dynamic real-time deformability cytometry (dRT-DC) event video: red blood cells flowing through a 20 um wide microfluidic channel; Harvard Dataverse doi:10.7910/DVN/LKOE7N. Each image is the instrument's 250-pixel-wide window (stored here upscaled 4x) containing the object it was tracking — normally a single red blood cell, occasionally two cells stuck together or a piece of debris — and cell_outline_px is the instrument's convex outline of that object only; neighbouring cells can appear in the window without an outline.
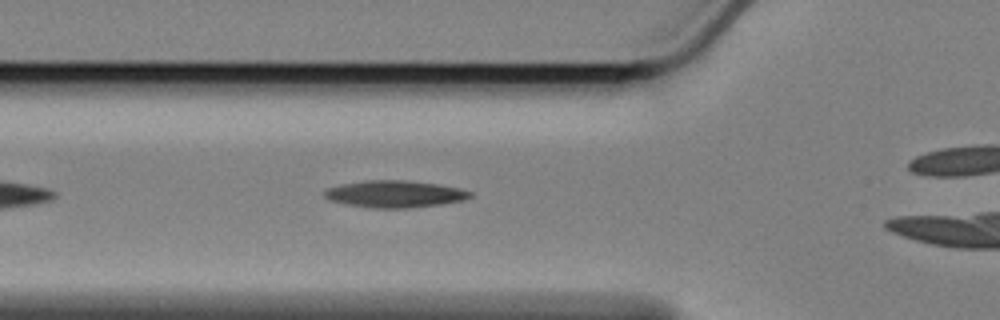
{"species": "Egyptian fruit bat (a non-hibernating species)", "species_latin": "Rousettus aegyptiacus", "temperature_condition": "cold", "stored_images_in_passage": 35, "camera_frame_rate_fps": 3000, "um_per_image_px": 0.085, "animal": {"sex": "female"}, "frame": {"image": 1, "passage_image": 4, "time_ms": 1.0, "image_size_px": [1000, 320], "cell_outline_px": [[472, 196], [464, 200], [440, 204], [408, 208], [372, 208], [344, 204], [328, 200], [324, 196], [324, 192], [328, 188], [340, 184], [364, 180], [408, 180], [440, 184], [460, 188], [472, 192]], "centroid_in_image_um": [33.54, 16.48], "position_along_channel_um": 92.3, "area_um2": 23.12}}
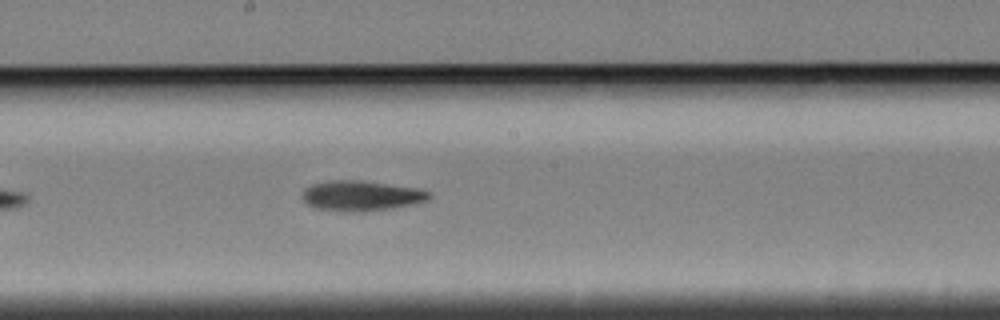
{"frame": {"image": 2, "passage_image": 15, "time_ms": 4.667, "image_size_px": [1000, 320], "cell_outline_px": [[432, 196], [428, 200], [388, 208], [364, 212], [348, 212], [316, 208], [308, 204], [300, 196], [304, 188], [312, 184], [328, 180], [360, 180], [420, 188], [432, 192]], "centroid_in_image_um": [30.68, 16.62], "position_along_channel_um": 217.5, "area_um2": 22.43}}
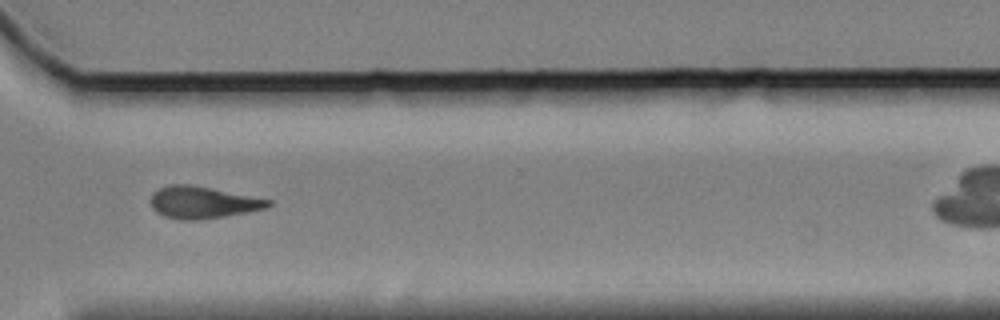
{"frame": {"image": 3, "passage_image": 27, "time_ms": 8.667, "image_size_px": [1000, 320], "cell_outline_px": [[272, 204], [268, 208], [224, 216], [196, 220], [180, 220], [164, 216], [156, 212], [152, 208], [152, 192], [160, 188], [172, 184], [188, 184], [272, 200]], "centroid_in_image_um": [17.22, 17.21], "position_along_channel_um": 353.4, "area_um2": 21.62}}